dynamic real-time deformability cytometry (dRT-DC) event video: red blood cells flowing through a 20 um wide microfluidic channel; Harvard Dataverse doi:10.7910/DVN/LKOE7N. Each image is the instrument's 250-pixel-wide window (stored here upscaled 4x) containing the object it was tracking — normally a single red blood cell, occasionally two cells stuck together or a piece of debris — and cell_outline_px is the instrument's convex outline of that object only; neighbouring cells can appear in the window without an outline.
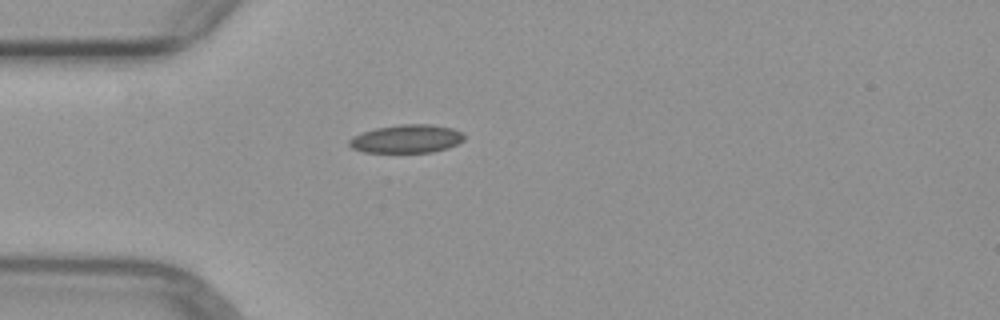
{"species": "common noctule bat (a hibernating species)", "species_latin": "Nyctalus noctula", "temperature_condition": "warm", "stored_images_in_passage": 1, "camera_frame_rate_fps": 3000, "um_per_image_px": 0.085, "animal": {"sex": "female", "body_mass_g": 29.2, "forearm_length_mm": 56.3}, "frame": {"image": 1, "passage_image": 1, "time_ms": 0.0, "image_size_px": [1000, 320], "cell_outline_px": [[464, 140], [448, 148], [432, 152], [364, 152], [352, 148], [348, 144], [348, 140], [352, 136], [376, 128], [400, 124], [432, 124], [452, 128], [460, 132], [464, 136]], "centroid_in_image_um": [34.55, 11.8], "position_along_channel_um": 50.5, "area_um2": 18.9}}